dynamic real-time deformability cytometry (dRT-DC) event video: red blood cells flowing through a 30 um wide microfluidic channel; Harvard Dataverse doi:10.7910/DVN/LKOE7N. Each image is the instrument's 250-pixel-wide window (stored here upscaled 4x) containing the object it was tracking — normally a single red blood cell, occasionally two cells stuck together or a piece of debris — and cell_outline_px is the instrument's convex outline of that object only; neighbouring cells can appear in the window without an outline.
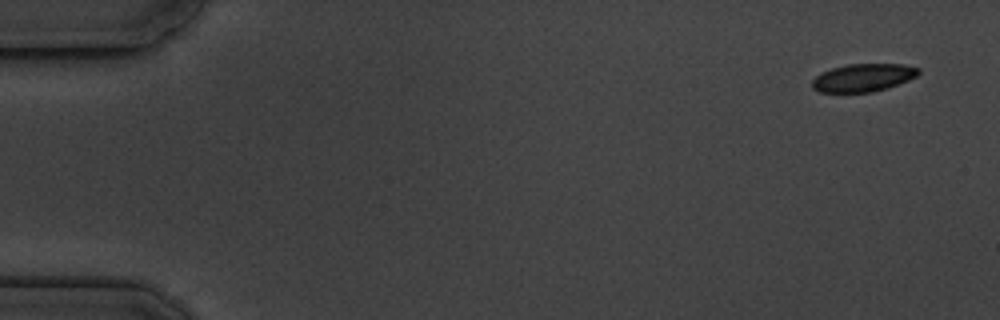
{"species": "common noctule bat (a hibernating species)", "species_latin": "Nyctalus noctula", "temperature_condition": "cold", "stored_images_in_passage": 6, "camera_frame_rate_fps": 3000, "um_per_image_px": 0.085, "animal": {"sex": "male", "body_mass_g": 19.5, "forearm_length_mm": 54.6}, "frame": {"image": 1, "passage_image": 1, "time_ms": 0.0, "image_size_px": [1000, 320], "cell_outline_px": [[920, 72], [916, 76], [908, 80], [888, 88], [872, 92], [820, 92], [812, 88], [812, 80], [816, 76], [832, 68], [848, 64], [904, 64], [920, 68]], "centroid_in_image_um": [73.39, 6.6], "position_along_channel_um": 11.6, "area_um2": 17.22}}
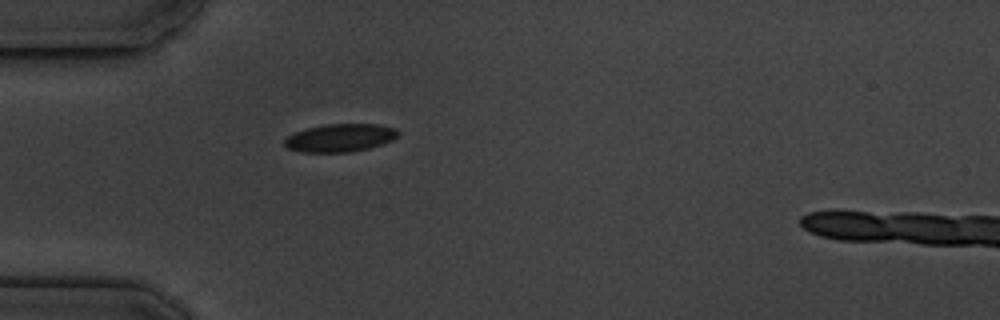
{"frame": {"image": 2, "passage_image": 5, "time_ms": 4.667, "image_size_px": [1000, 320], "cell_outline_px": [[400, 132], [392, 140], [368, 148], [348, 152], [300, 152], [288, 148], [284, 144], [284, 140], [288, 136], [296, 132], [308, 128], [324, 124], [376, 124], [396, 128]], "centroid_in_image_um": [28.9, 11.71], "position_along_channel_um": 56.1, "area_um2": 18.32}}